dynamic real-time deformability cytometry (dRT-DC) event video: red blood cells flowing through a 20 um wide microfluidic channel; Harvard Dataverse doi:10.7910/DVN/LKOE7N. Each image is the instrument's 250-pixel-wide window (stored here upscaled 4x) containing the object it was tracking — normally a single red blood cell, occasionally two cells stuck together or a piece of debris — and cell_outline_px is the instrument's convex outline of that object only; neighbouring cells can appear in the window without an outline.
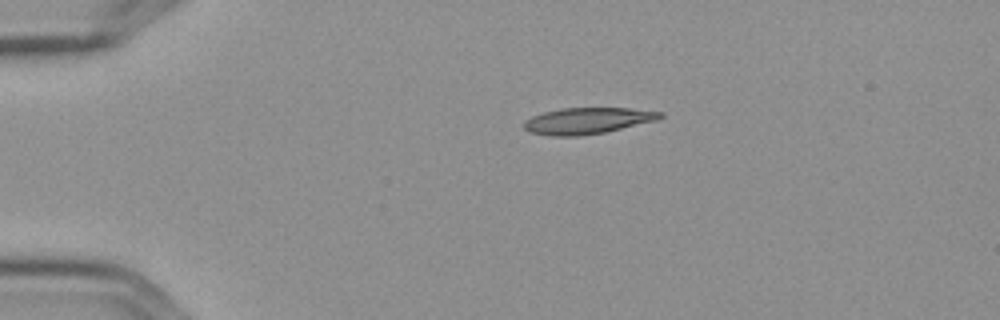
{"species": "Egyptian fruit bat (a non-hibernating species)", "species_latin": "Rousettus aegyptiacus", "temperature_condition": "cold", "stored_images_in_passage": 2, "camera_frame_rate_fps": 3000, "um_per_image_px": 0.085, "frame": {"image": 1, "passage_image": 1, "time_ms": 0.0, "image_size_px": [1000, 320], "cell_outline_px": [[664, 116], [656, 120], [604, 132], [576, 136], [552, 136], [532, 132], [524, 128], [524, 120], [532, 116], [544, 112], [564, 108], [628, 108], [664, 112]], "centroid_in_image_um": [49.93, 10.25], "position_along_channel_um": 35.1, "area_um2": 20.58}}